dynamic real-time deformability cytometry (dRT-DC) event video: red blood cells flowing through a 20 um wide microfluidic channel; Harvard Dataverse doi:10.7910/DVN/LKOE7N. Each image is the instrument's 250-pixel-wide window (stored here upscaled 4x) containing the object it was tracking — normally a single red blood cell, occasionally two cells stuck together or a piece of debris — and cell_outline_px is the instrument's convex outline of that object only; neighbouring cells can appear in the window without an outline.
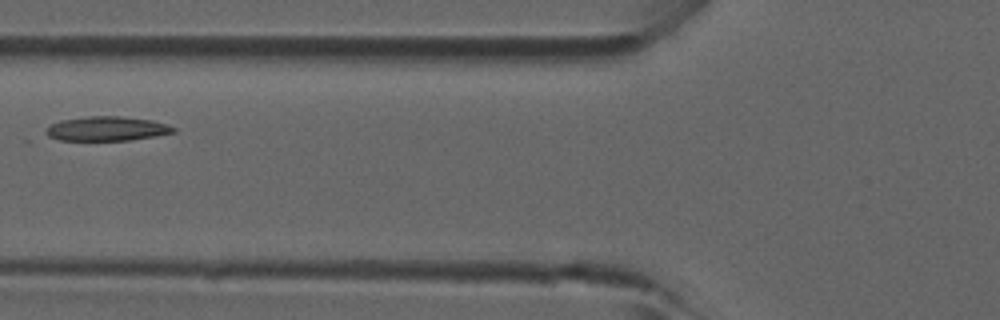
{"species": "common noctule bat (a hibernating species)", "species_latin": "Nyctalus noctula", "temperature_condition": "room temperature", "stored_images_in_passage": 4, "camera_frame_rate_fps": 3000, "um_per_image_px": 0.085, "animal": {"sex": "male", "forearm_length_mm": 52.5}, "frame": {"image": 1, "passage_image": 3, "time_ms": 0.667, "image_size_px": [1000, 320], "cell_outline_px": [[176, 132], [156, 136], [128, 140], [60, 140], [48, 136], [44, 132], [52, 124], [60, 120], [88, 116], [120, 116], [152, 120], [168, 124], [176, 128]], "centroid_in_image_um": [9.11, 10.93], "position_along_channel_um": 116.7, "area_um2": 18.09}}
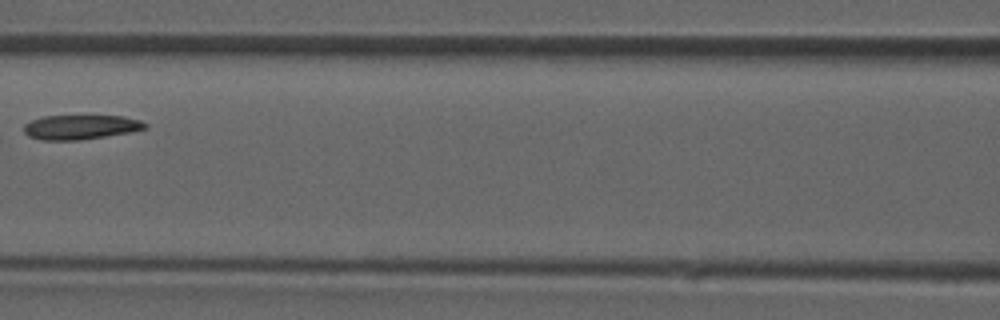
{"frame": {"image": 2, "passage_image": 4, "time_ms": 1.0, "image_size_px": [1000, 320], "cell_outline_px": [[148, 128], [128, 132], [80, 140], [40, 140], [28, 136], [24, 132], [24, 124], [32, 120], [44, 116], [124, 116], [140, 120], [148, 124]], "centroid_in_image_um": [6.84, 10.8], "position_along_channel_um": 159.8, "area_um2": 17.22}}